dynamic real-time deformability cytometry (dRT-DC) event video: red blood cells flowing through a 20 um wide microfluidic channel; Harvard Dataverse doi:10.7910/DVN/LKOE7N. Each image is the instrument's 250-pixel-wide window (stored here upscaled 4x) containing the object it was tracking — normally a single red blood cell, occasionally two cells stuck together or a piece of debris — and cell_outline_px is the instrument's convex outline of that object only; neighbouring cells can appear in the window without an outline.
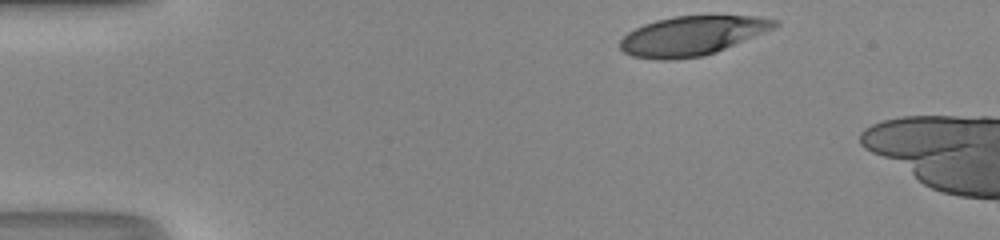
{"species": "human", "species_latin": "Homo sapiens", "temperature_condition": "room temperature", "stored_images_in_passage": 9, "camera_frame_rate_fps": 3000, "um_per_image_px": 0.085, "donor": {"sex": "male"}, "frame": {"image": 1, "passage_image": 1, "time_ms": 0.0, "image_size_px": [1000, 240], "cell_outline_px": [[780, 24], [772, 28], [716, 52], [704, 56], [672, 60], [660, 60], [632, 56], [624, 52], [620, 48], [620, 40], [628, 32], [644, 24], [656, 20], [676, 16], [756, 16], [780, 20]], "centroid_in_image_um": [58.79, 3.04], "position_along_channel_um": 26.2, "area_um2": 35.08}}